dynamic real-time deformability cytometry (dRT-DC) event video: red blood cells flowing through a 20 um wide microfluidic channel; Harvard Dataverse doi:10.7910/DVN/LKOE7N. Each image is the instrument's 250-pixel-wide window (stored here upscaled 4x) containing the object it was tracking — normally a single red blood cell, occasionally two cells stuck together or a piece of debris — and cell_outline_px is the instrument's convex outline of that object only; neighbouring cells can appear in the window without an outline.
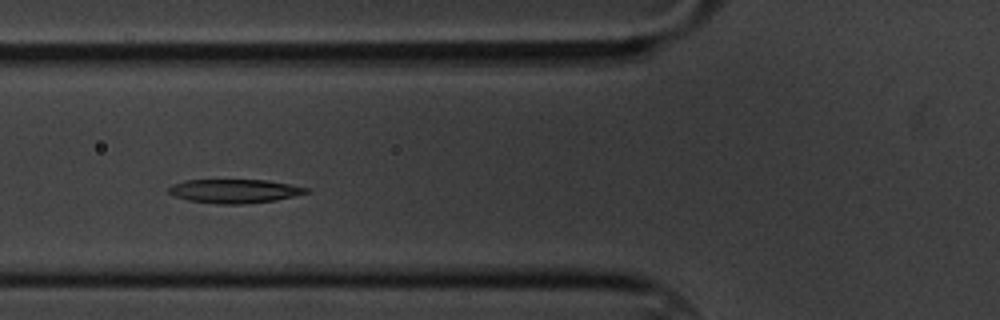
{"species": "common noctule bat (a hibernating species)", "species_latin": "Nyctalus noctula", "temperature_condition": "cold", "stored_images_in_passage": 44, "camera_frame_rate_fps": 3000, "um_per_image_px": 0.085, "animal": {"sex": "male", "body_mass_g": 20.1, "forearm_length_mm": 53.5}, "frame": {"image": 1, "passage_image": 6, "time_ms": 1.667, "image_size_px": [1000, 320], "cell_outline_px": [[308, 192], [276, 200], [244, 204], [220, 204], [188, 200], [176, 196], [168, 192], [168, 188], [172, 184], [184, 180], [264, 180], [288, 184], [308, 188]], "centroid_in_image_um": [19.89, 16.24], "position_along_channel_um": 105.9, "area_um2": 18.84}}
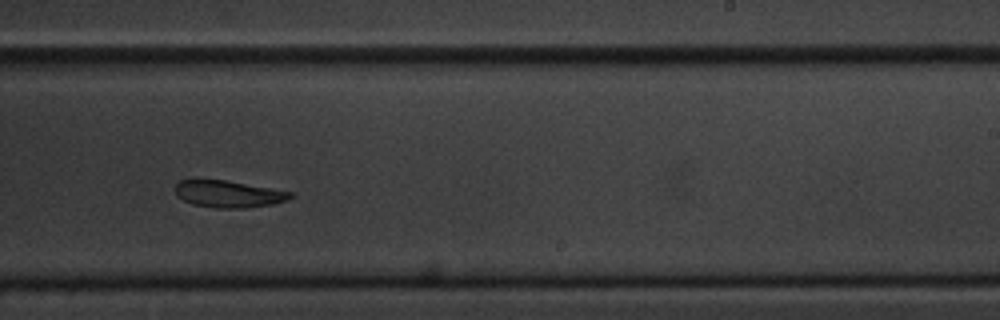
{"frame": {"image": 2, "passage_image": 21, "time_ms": 6.667, "image_size_px": [1000, 320], "cell_outline_px": [[292, 196], [288, 200], [272, 204], [244, 208], [216, 208], [192, 204], [176, 196], [172, 188], [180, 180], [224, 180], [292, 192]], "centroid_in_image_um": [19.36, 16.49], "position_along_channel_um": 269.6, "area_um2": 17.98}}
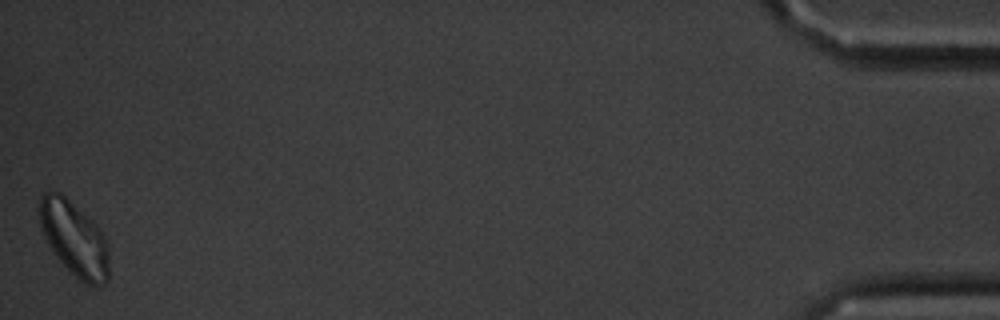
{"frame": {"image": 3, "passage_image": 44, "time_ms": 14.333, "image_size_px": [1000, 320], "cell_outline_px": [[108, 280], [104, 284], [84, 284], [52, 252], [44, 236], [40, 224], [40, 196], [44, 192], [60, 192], [92, 220], [100, 228], [108, 240]], "centroid_in_image_um": [6.33, 20.27], "position_along_channel_um": 428.9, "area_um2": 30.0}, "authors_computed_cell_mechanics": {"area_um2": 19.9988, "velocity_mm_per_s": 3.2782, "shape_relaxation_time_tau1_ms": null, "shape_relaxation_time_tau2_ms": 10.9182, "deformation_change_tau1": null, "deformation_change_tau2": 0.1646}}